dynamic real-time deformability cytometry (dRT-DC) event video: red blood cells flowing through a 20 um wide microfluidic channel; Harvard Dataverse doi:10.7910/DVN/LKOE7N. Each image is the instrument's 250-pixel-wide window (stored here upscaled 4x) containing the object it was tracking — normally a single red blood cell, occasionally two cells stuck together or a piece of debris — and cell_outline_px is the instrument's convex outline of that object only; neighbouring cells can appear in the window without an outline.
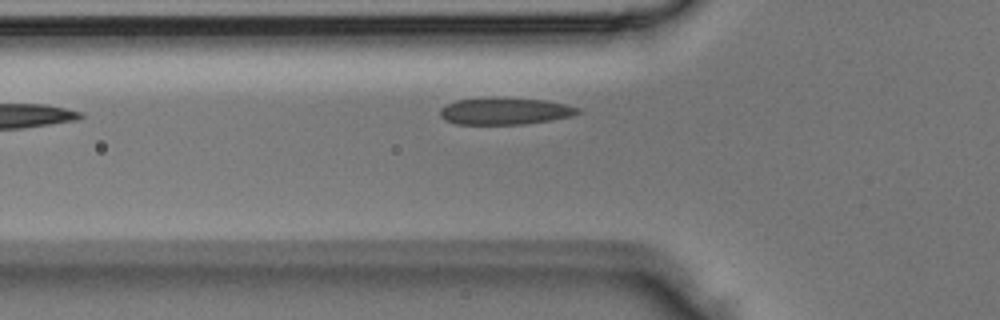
{"species": "Egyptian fruit bat (a non-hibernating species)", "species_latin": "Rousettus aegyptiacus", "temperature_condition": "room temperature", "stored_images_in_passage": 2, "camera_frame_rate_fps": 3000, "um_per_image_px": 0.085, "animal": {"sex": "male"}, "frame": {"image": 1, "passage_image": 2, "time_ms": 0.333, "image_size_px": [1000, 320], "cell_outline_px": [[580, 112], [572, 116], [552, 120], [524, 124], [456, 124], [444, 120], [440, 116], [440, 108], [444, 104], [456, 100], [544, 100], [568, 104], [580, 108]], "centroid_in_image_um": [42.93, 9.49], "position_along_channel_um": 82.9, "area_um2": 20.87}}